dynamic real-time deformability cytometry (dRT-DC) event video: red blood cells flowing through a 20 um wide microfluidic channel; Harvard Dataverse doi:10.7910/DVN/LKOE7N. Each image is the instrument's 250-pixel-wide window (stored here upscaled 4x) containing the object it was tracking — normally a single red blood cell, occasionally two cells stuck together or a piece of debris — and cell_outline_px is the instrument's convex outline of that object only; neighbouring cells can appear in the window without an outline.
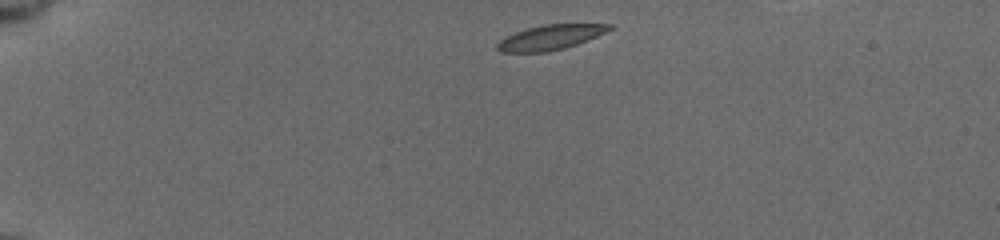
{"species": "common noctule bat (a hibernating species)", "species_latin": "Nyctalus noctula", "temperature_condition": "cold", "stored_images_in_passage": 43, "camera_frame_rate_fps": 3000, "um_per_image_px": 0.085, "animal": {"sex": "female", "body_mass_g": 19.5, "forearm_length_mm": 54.1}, "frame": {"image": 1, "passage_image": 1, "time_ms": 0.0, "image_size_px": [1000, 240], "cell_outline_px": [[612, 28], [596, 36], [576, 44], [564, 48], [548, 52], [500, 52], [496, 48], [496, 44], [504, 36], [528, 28], [544, 24], [612, 24]], "centroid_in_image_um": [46.72, 3.18], "position_along_channel_um": 38.3, "area_um2": 16.07}}
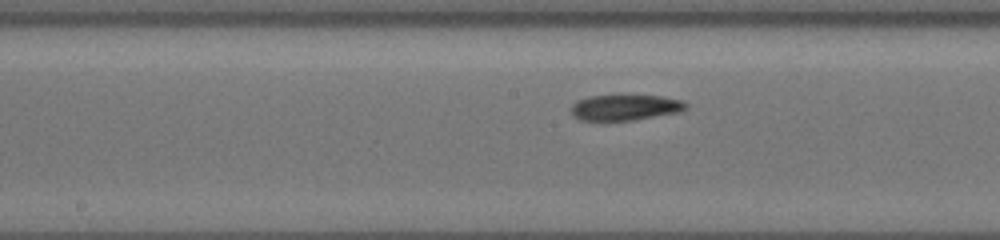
{"frame": {"image": 2, "passage_image": 19, "time_ms": 6.0, "image_size_px": [1000, 240], "cell_outline_px": [[688, 108], [680, 112], [632, 120], [580, 120], [572, 116], [572, 104], [576, 100], [588, 96], [616, 92], [660, 96], [684, 100], [688, 104]], "centroid_in_image_um": [53.14, 9.07], "position_along_channel_um": 195.1, "area_um2": 18.21}}
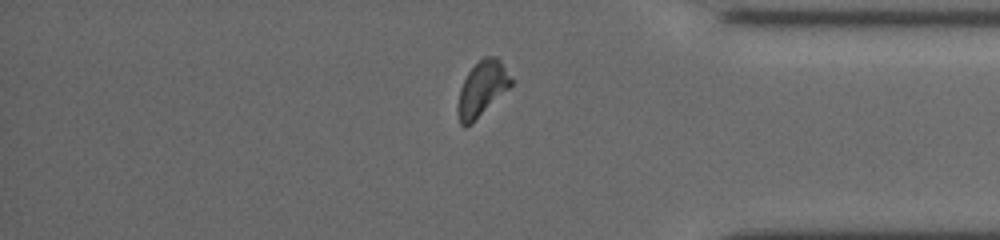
{"frame": {"image": 3, "passage_image": 36, "time_ms": 11.667, "image_size_px": [1000, 240], "cell_outline_px": [[512, 84], [472, 124], [464, 128], [460, 124], [456, 108], [456, 104], [460, 88], [468, 72], [484, 56], [496, 56], [500, 60], [512, 80]], "centroid_in_image_um": [40.93, 7.58], "position_along_channel_um": 394.3, "area_um2": 16.94}}